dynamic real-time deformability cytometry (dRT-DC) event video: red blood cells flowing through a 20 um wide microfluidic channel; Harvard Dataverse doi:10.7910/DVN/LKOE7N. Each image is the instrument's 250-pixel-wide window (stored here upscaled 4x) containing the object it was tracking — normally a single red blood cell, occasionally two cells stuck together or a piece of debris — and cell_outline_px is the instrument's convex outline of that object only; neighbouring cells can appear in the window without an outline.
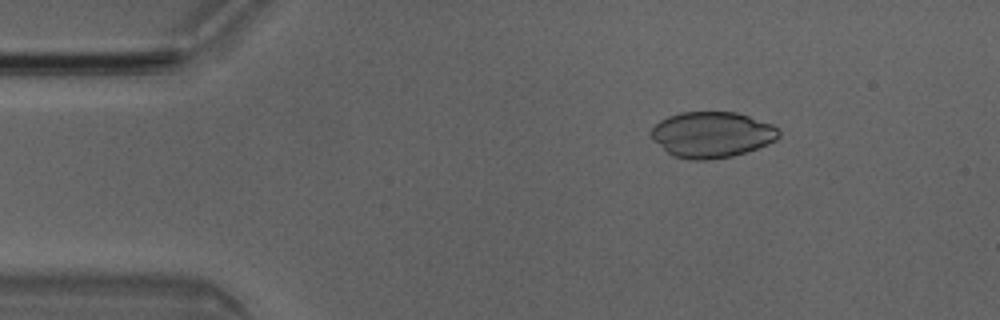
{"species": "Egyptian fruit bat (a non-hibernating species)", "species_latin": "Rousettus aegyptiacus", "temperature_condition": "room temperature", "stored_images_in_passage": 49, "camera_frame_rate_fps": 3000, "um_per_image_px": 0.085, "animal": {"sex": "male"}, "frame": {"image": 1, "passage_image": 7, "time_ms": 2.0, "image_size_px": [1000, 320], "cell_outline_px": [[780, 136], [776, 140], [768, 144], [732, 156], [708, 160], [692, 160], [672, 156], [652, 140], [652, 128], [660, 120], [668, 116], [680, 112], [736, 112], [772, 124], [780, 128]], "centroid_in_image_um": [60.51, 11.44], "position_along_channel_um": 24.5, "area_um2": 34.16}}
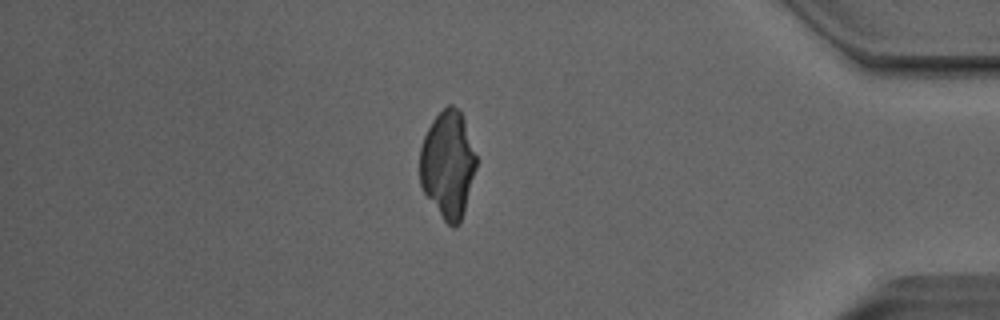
{"frame": {"image": 2, "passage_image": 42, "time_ms": 13.667, "image_size_px": [1000, 320], "cell_outline_px": [[476, 168], [464, 212], [460, 224], [452, 228], [444, 220], [424, 192], [420, 184], [420, 148], [424, 136], [432, 120], [448, 104], [452, 104], [460, 108], [476, 156]], "centroid_in_image_um": [38.07, 13.97], "position_along_channel_um": 397.1, "area_um2": 35.14}}
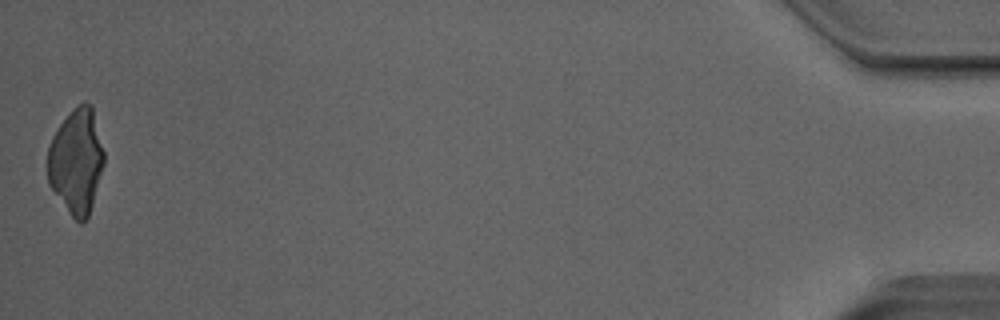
{"frame": {"image": 3, "passage_image": 49, "time_ms": 16.0, "image_size_px": [1000, 320], "cell_outline_px": [[104, 164], [92, 204], [88, 216], [80, 224], [72, 216], [48, 184], [48, 148], [52, 136], [60, 124], [76, 104], [84, 100], [92, 104], [104, 152]], "centroid_in_image_um": [6.49, 13.65], "position_along_channel_um": 428.7, "area_um2": 34.45}}